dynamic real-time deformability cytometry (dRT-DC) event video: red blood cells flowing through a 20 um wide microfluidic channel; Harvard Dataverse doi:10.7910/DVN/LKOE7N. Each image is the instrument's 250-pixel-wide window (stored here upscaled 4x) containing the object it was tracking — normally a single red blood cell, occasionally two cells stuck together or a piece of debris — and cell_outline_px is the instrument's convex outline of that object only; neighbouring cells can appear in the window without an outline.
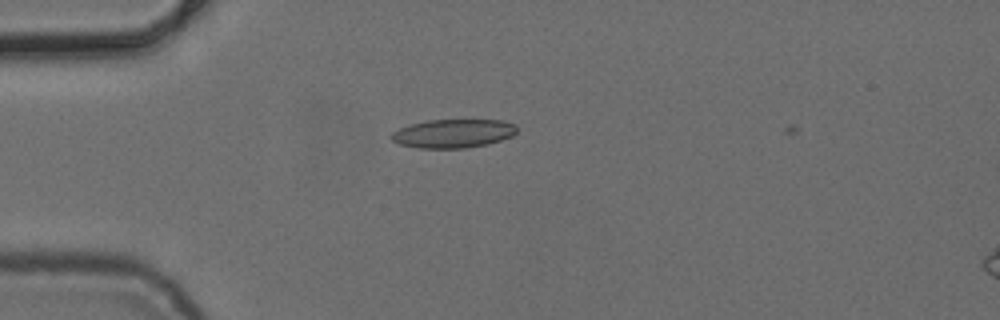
{"species": "common noctule bat (a hibernating species)", "species_latin": "Nyctalus noctula", "temperature_condition": "cold", "stored_images_in_passage": 4, "camera_frame_rate_fps": 3000, "um_per_image_px": 0.085, "animal": {"sex": "female", "body_mass_g": 24.6, "forearm_length_mm": 56.2}, "frame": {"image": 1, "passage_image": 1, "time_ms": 0.0, "image_size_px": [1000, 320], "cell_outline_px": [[516, 132], [512, 136], [488, 144], [464, 148], [416, 148], [400, 144], [392, 140], [388, 136], [392, 132], [408, 124], [428, 120], [500, 120], [516, 124]], "centroid_in_image_um": [38.48, 11.34], "position_along_channel_um": 46.5, "area_um2": 21.04}}
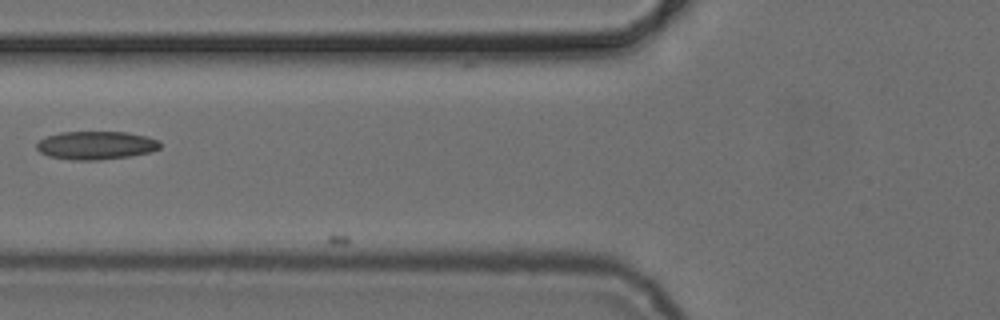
{"frame": {"image": 2, "passage_image": 3, "time_ms": 2.333, "image_size_px": [1000, 320], "cell_outline_px": [[160, 148], [152, 152], [128, 156], [100, 160], [72, 160], [48, 156], [40, 152], [36, 148], [36, 144], [40, 140], [48, 136], [60, 132], [124, 132], [148, 136], [160, 140]], "centroid_in_image_um": [8.18, 12.35], "position_along_channel_um": 117.6, "area_um2": 20.4}}